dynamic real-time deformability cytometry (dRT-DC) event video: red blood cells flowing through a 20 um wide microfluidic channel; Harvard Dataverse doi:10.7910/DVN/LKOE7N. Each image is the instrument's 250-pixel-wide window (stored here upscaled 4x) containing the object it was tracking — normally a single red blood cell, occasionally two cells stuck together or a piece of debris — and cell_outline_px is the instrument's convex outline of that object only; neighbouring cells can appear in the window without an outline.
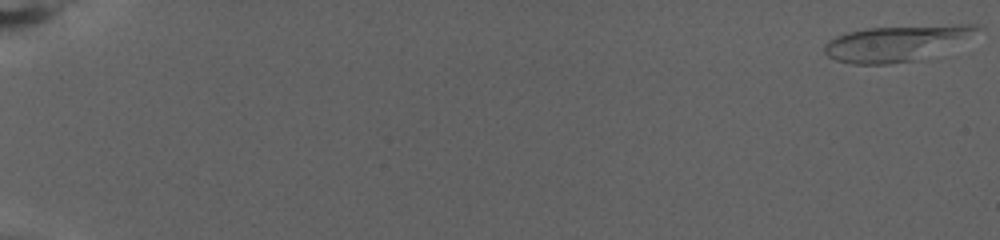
{"species": "human", "species_latin": "Homo sapiens", "temperature_condition": "warm", "stored_images_in_passage": 77, "camera_frame_rate_fps": 3000, "um_per_image_px": 0.085, "donor": {"sex": "female"}, "frame": {"image": 1, "passage_image": 1, "time_ms": 0.0, "image_size_px": [1000, 240], "cell_outline_px": [[980, 28], [916, 60], [888, 64], [852, 64], [836, 60], [828, 56], [824, 52], [824, 44], [828, 40], [836, 36], [848, 32], [868, 28], [956, 24], [976, 24]], "centroid_in_image_um": [75.95, 3.67], "position_along_channel_um": 9.1, "area_um2": 30.17}}
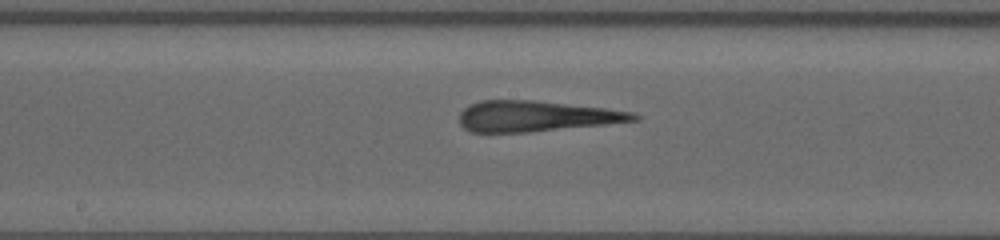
{"frame": {"image": 2, "passage_image": 44, "time_ms": 14.333, "image_size_px": [1000, 240], "cell_outline_px": [[640, 120], [604, 124], [528, 132], [472, 132], [464, 128], [460, 124], [460, 112], [468, 104], [480, 100], [536, 100], [604, 108], [632, 112], [640, 116]], "centroid_in_image_um": [45.53, 9.87], "position_along_channel_um": 202.7, "area_um2": 31.1}}
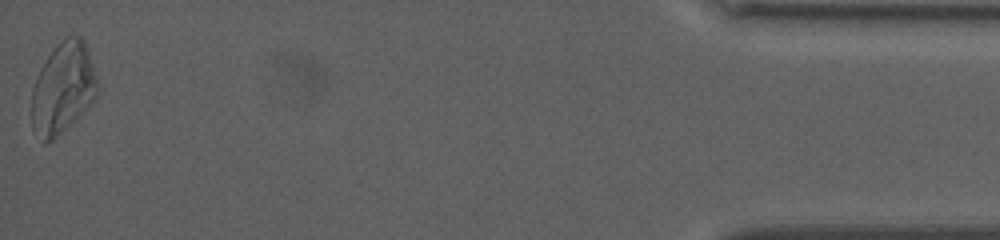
{"frame": {"image": 3, "passage_image": 77, "time_ms": 25.333, "image_size_px": [1000, 240], "cell_outline_px": [[96, 96], [52, 140], [44, 140], [32, 128], [32, 88], [36, 76], [40, 68], [56, 44], [60, 40], [68, 36], [80, 36], [84, 40], [88, 48], [96, 76]], "centroid_in_image_um": [5.32, 7.4], "position_along_channel_um": 429.9, "area_um2": 33.81}}